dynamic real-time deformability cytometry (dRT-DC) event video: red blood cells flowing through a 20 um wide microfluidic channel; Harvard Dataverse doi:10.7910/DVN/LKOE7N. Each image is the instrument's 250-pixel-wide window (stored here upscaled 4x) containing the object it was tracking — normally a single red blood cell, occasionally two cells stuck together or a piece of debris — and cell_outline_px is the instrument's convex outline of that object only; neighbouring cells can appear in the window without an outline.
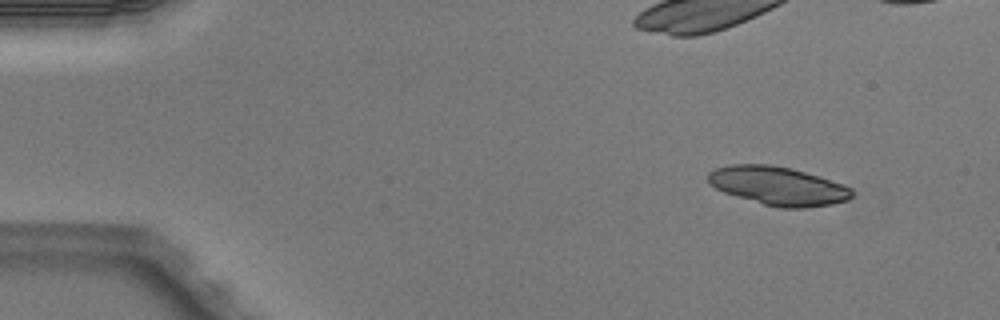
{"species": "Egyptian fruit bat (a non-hibernating species)", "species_latin": "Rousettus aegyptiacus", "temperature_condition": "warm", "stored_images_in_passage": 4, "camera_frame_rate_fps": 3000, "um_per_image_px": 0.085, "animal": {"sex": "male"}, "frame": {"image": 1, "passage_image": 1, "time_ms": 0.0, "image_size_px": [1000, 320], "cell_outline_px": [[852, 196], [848, 200], [832, 204], [804, 208], [780, 208], [764, 204], [724, 192], [708, 184], [708, 172], [716, 168], [732, 164], [768, 164], [792, 168], [820, 176], [844, 184], [852, 188]], "centroid_in_image_um": [66.15, 15.79], "position_along_channel_um": 18.8, "area_um2": 32.37}}